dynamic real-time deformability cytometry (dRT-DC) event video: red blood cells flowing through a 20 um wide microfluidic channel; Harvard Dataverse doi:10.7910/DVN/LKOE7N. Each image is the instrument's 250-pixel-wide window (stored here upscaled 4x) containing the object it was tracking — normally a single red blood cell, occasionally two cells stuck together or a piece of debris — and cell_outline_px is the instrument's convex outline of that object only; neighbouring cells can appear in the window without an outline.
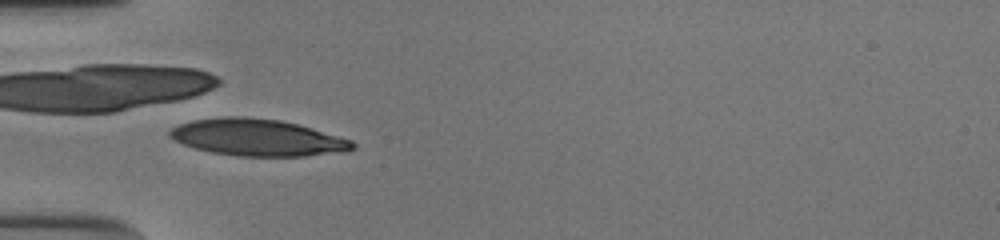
{"species": "human", "species_latin": "Homo sapiens", "temperature_condition": "cold", "stored_images_in_passage": 18, "camera_frame_rate_fps": 3000, "um_per_image_px": 0.085, "donor": {"sex": "male"}, "frame": {"image": 1, "passage_image": 6, "time_ms": 1.667, "image_size_px": [1000, 240], "cell_outline_px": [[356, 148], [344, 152], [304, 156], [236, 156], [212, 152], [196, 148], [184, 144], [168, 136], [168, 132], [172, 128], [180, 124], [192, 120], [228, 116], [244, 116], [280, 120], [296, 124], [352, 140], [356, 144]], "centroid_in_image_um": [21.89, 11.69], "position_along_channel_um": 63.1, "area_um2": 39.02}}
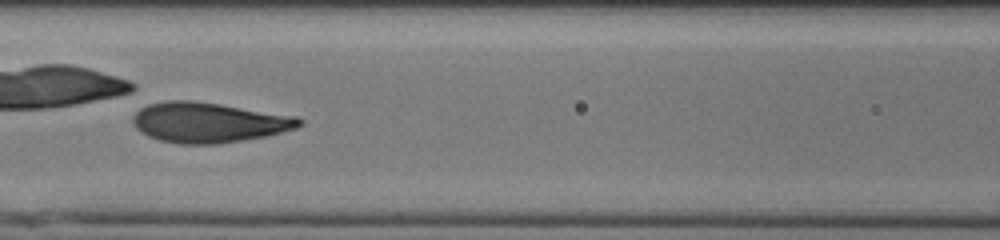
{"frame": {"image": 2, "passage_image": 13, "time_ms": 4.0, "image_size_px": [1000, 240], "cell_outline_px": [[304, 124], [296, 128], [268, 136], [220, 144], [180, 144], [160, 140], [148, 136], [140, 132], [132, 124], [132, 116], [140, 108], [148, 104], [168, 100], [192, 100], [220, 104], [296, 116], [304, 120]], "centroid_in_image_um": [17.74, 10.41], "position_along_channel_um": 148.9, "area_um2": 39.25}}
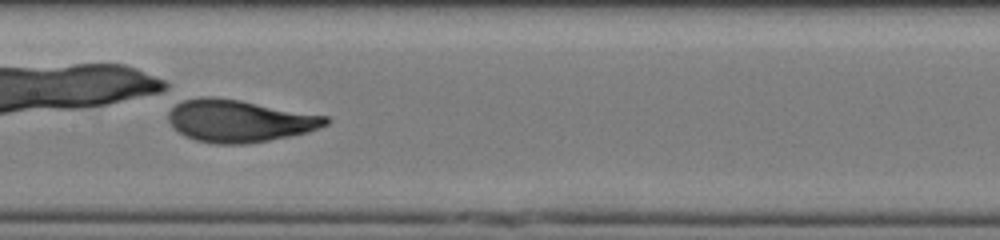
{"frame": {"image": 3, "passage_image": 16, "time_ms": 5.0, "image_size_px": [1000, 240], "cell_outline_px": [[332, 120], [328, 124], [308, 132], [248, 144], [216, 144], [196, 140], [184, 136], [168, 120], [168, 112], [176, 104], [184, 100], [204, 96], [212, 96], [240, 100], [328, 116]], "centroid_in_image_um": [20.36, 10.27], "position_along_channel_um": 187.0, "area_um2": 38.67}}